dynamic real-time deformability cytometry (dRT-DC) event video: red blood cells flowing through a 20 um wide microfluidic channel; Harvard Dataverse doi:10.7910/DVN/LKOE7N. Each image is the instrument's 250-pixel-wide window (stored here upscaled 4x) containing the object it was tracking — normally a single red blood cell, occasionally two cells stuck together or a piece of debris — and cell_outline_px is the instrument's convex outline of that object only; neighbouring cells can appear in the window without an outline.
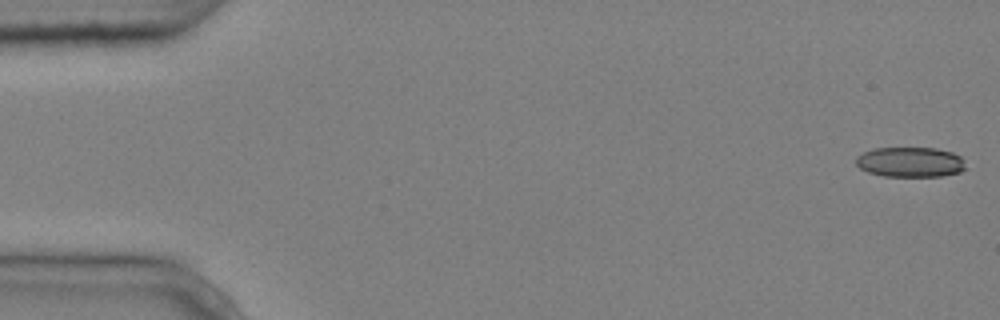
{"species": "common noctule bat (a hibernating species)", "species_latin": "Nyctalus noctula", "temperature_condition": "cold", "stored_images_in_passage": 6, "camera_frame_rate_fps": 3000, "um_per_image_px": 0.085, "animal": {"sex": "male", "body_mass_g": 20.4}, "frame": {"image": 1, "passage_image": 1, "time_ms": 0.0, "image_size_px": [1000, 320], "cell_outline_px": [[964, 168], [960, 172], [940, 176], [884, 176], [868, 172], [860, 168], [856, 164], [856, 156], [872, 148], [936, 148], [952, 152], [960, 156], [964, 160]], "centroid_in_image_um": [77.35, 13.77], "position_along_channel_um": 7.6, "area_um2": 19.19}}
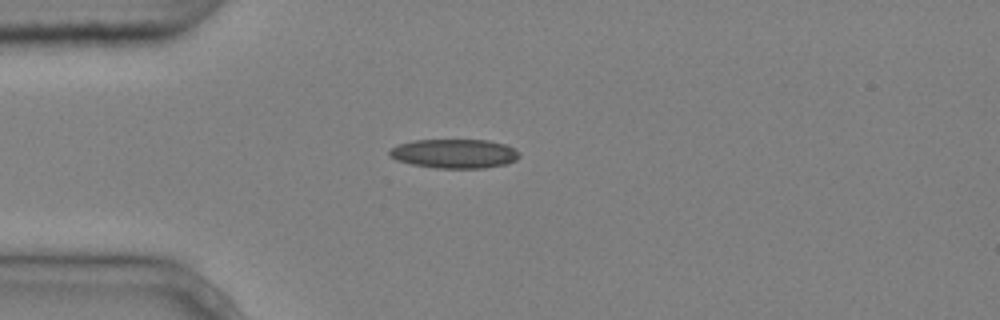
{"frame": {"image": 2, "passage_image": 3, "time_ms": 0.667, "image_size_px": [1000, 320], "cell_outline_px": [[520, 156], [516, 160], [504, 164], [484, 168], [436, 168], [412, 164], [396, 160], [388, 156], [388, 152], [392, 148], [400, 144], [416, 140], [488, 140], [504, 144], [520, 152]], "centroid_in_image_um": [38.62, 13.06], "position_along_channel_um": 46.4, "area_um2": 21.96}}
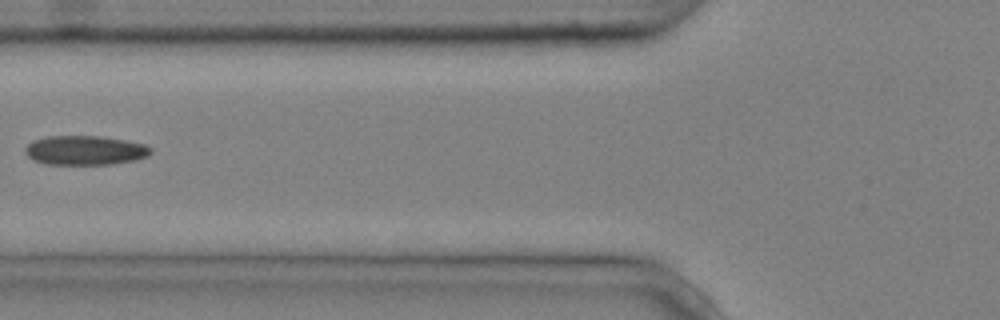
{"frame": {"image": 3, "passage_image": 5, "time_ms": 1.333, "image_size_px": [1000, 320], "cell_outline_px": [[152, 152], [148, 156], [132, 160], [112, 164], [44, 164], [32, 160], [24, 152], [24, 148], [32, 140], [48, 136], [100, 136], [124, 140], [144, 144], [152, 148]], "centroid_in_image_um": [7.19, 12.77], "position_along_channel_um": 118.6, "area_um2": 21.5}}